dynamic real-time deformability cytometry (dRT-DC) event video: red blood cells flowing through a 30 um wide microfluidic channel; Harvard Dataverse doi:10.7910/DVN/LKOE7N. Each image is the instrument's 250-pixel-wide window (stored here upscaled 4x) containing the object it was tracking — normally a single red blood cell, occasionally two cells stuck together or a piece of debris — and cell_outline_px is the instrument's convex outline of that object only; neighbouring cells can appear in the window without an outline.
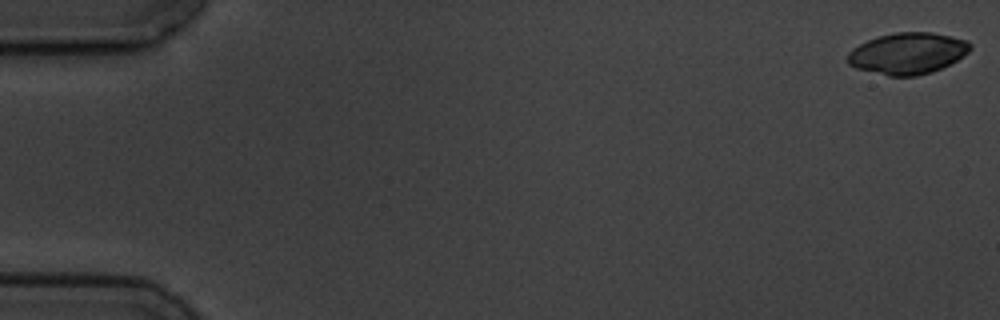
{"species": "common noctule bat (a hibernating species)", "species_latin": "Nyctalus noctula", "temperature_condition": "cold", "stored_images_in_passage": 5, "camera_frame_rate_fps": 3000, "um_per_image_px": 0.085, "animal": {"sex": "male", "body_mass_g": 19.5, "forearm_length_mm": 54.6}, "frame": {"image": 1, "passage_image": 1, "time_ms": 0.0, "image_size_px": [1000, 320], "cell_outline_px": [[972, 48], [968, 52], [956, 60], [932, 72], [916, 76], [888, 76], [856, 68], [848, 64], [848, 52], [852, 48], [868, 40], [880, 36], [896, 32], [932, 32], [968, 40], [972, 44]], "centroid_in_image_um": [77.15, 4.53], "position_along_channel_um": 7.8, "area_um2": 29.48}}
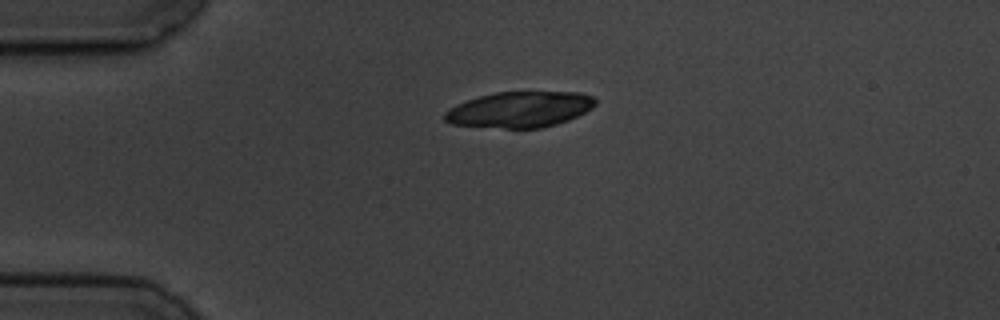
{"frame": {"image": 2, "passage_image": 4, "time_ms": 4.333, "image_size_px": [1000, 320], "cell_outline_px": [[596, 104], [592, 108], [568, 120], [544, 128], [504, 128], [452, 124], [444, 120], [444, 112], [448, 108], [456, 104], [480, 96], [496, 92], [580, 92], [596, 96]], "centroid_in_image_um": [44.2, 9.3], "position_along_channel_um": 40.8, "area_um2": 31.5}}